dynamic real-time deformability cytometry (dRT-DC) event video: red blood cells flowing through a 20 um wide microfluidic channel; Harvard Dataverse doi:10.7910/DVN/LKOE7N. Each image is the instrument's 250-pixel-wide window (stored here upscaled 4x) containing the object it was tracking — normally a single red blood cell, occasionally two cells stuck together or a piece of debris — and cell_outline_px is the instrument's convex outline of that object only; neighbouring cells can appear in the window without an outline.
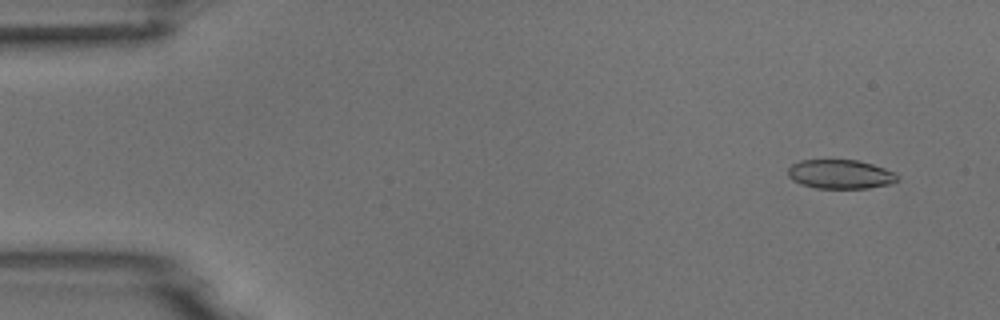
{"species": "common noctule bat (a hibernating species)", "species_latin": "Nyctalus noctula", "temperature_condition": "room temperature", "stored_images_in_passage": 5, "camera_frame_rate_fps": 3000, "um_per_image_px": 0.085, "animal": {"sex": "male", "body_mass_g": 18.8}, "frame": {"image": 1, "passage_image": 1, "time_ms": 0.0, "image_size_px": [1000, 320], "cell_outline_px": [[900, 180], [892, 184], [868, 188], [816, 188], [800, 184], [792, 180], [788, 176], [788, 168], [792, 164], [800, 160], [856, 160], [872, 164], [896, 172], [900, 176]], "centroid_in_image_um": [71.46, 14.81], "position_along_channel_um": 13.5, "area_um2": 18.79}}
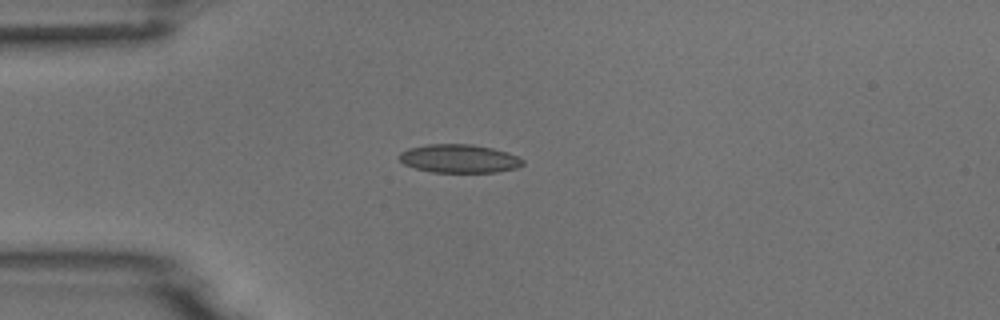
{"frame": {"image": 2, "passage_image": 4, "time_ms": 3.333, "image_size_px": [1000, 320], "cell_outline_px": [[524, 164], [516, 168], [496, 172], [432, 172], [416, 168], [404, 164], [400, 160], [400, 152], [408, 148], [428, 144], [472, 144], [492, 148], [508, 152], [524, 160]], "centroid_in_image_um": [39.04, 13.48], "position_along_channel_um": 46.0, "area_um2": 20.4}}